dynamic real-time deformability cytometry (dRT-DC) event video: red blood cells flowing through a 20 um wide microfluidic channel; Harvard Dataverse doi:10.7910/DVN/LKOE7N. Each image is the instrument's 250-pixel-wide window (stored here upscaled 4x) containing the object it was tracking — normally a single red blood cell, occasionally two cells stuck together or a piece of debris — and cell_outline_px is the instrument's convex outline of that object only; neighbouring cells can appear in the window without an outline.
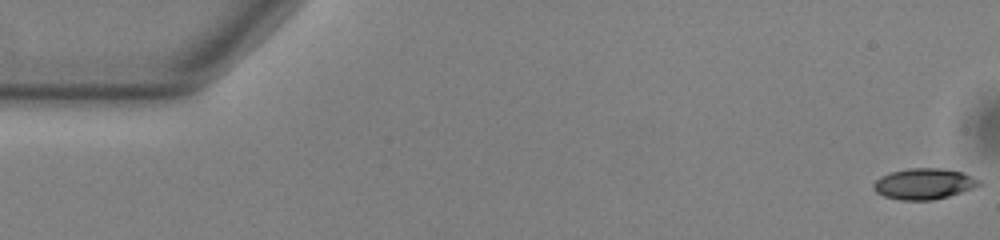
{"species": "common noctule bat (a hibernating species)", "species_latin": "Nyctalus noctula", "temperature_condition": "warm", "stored_images_in_passage": 47, "camera_frame_rate_fps": 3000, "um_per_image_px": 0.085, "animal": {"sex": "male", "body_mass_g": 13.0, "forearm_length_mm": 53.1}, "frame": {"image": 1, "passage_image": 1, "time_ms": 0.0, "image_size_px": [1000, 240], "cell_outline_px": [[984, 184], [948, 196], [932, 200], [900, 200], [884, 196], [876, 192], [872, 188], [872, 184], [880, 176], [892, 172], [908, 168], [940, 168], [964, 172], [980, 180]], "centroid_in_image_um": [78.53, 15.62], "position_along_channel_um": 6.5, "area_um2": 19.07}}
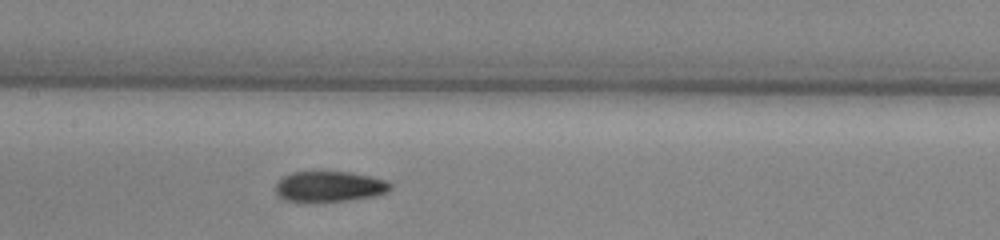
{"frame": {"image": 2, "passage_image": 26, "time_ms": 8.333, "image_size_px": [1000, 240], "cell_outline_px": [[392, 188], [388, 192], [372, 196], [348, 200], [284, 200], [276, 192], [276, 184], [284, 176], [292, 172], [348, 172], [388, 180], [392, 184]], "centroid_in_image_um": [28.05, 15.83], "position_along_channel_um": 179.3, "area_um2": 19.88}}
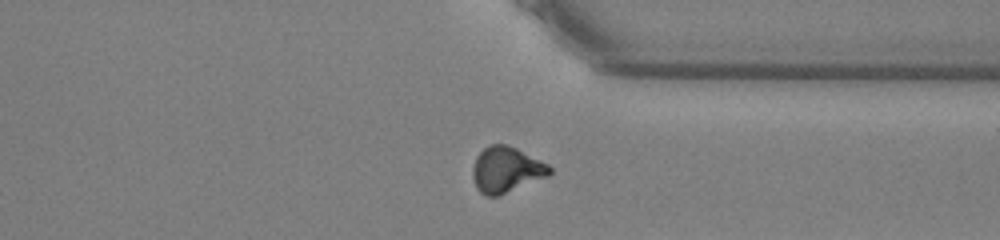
{"frame": {"image": 3, "passage_image": 41, "time_ms": 13.333, "image_size_px": [1000, 240], "cell_outline_px": [[552, 172], [548, 176], [496, 196], [484, 196], [476, 188], [472, 176], [472, 168], [476, 156], [488, 144], [504, 144], [516, 148], [548, 164], [552, 168]], "centroid_in_image_um": [43.0, 14.42], "position_along_channel_um": 368.4, "area_um2": 20.4}, "authors_computed_cell_mechanics": {"area_um2": 20.0566, "velocity_mm_per_s": 3.8148, "shape_relaxation_time_tau1_ms": 4.6205, "shape_relaxation_time_tau2_ms": 2.1727, "deformation_change_tau1": 0.1564, "deformation_change_tau2": 0.0822}}